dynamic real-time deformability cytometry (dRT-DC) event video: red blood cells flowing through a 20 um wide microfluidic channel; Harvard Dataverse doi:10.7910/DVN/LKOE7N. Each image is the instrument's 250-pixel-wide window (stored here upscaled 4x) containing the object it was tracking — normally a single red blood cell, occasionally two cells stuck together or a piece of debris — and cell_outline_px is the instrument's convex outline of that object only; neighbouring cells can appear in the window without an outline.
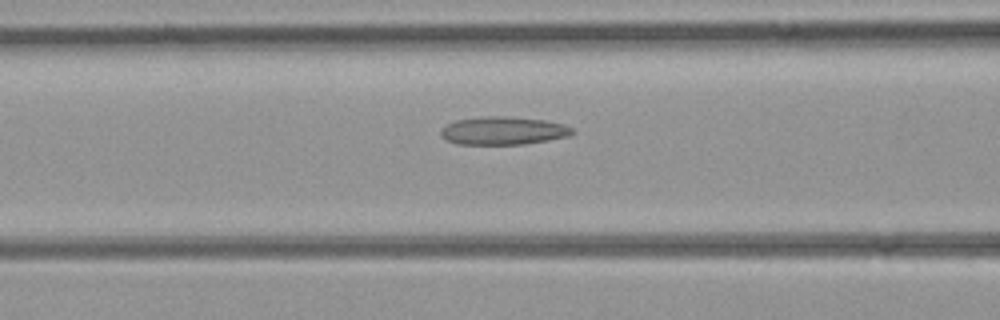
{"species": "common noctule bat (a hibernating species)", "species_latin": "Nyctalus noctula", "temperature_condition": "room temperature", "stored_images_in_passage": 35, "camera_frame_rate_fps": 3000, "um_per_image_px": 0.085, "animal": {"sex": "female", "body_mass_g": 21.9}, "frame": {"image": 1, "passage_image": 17, "time_ms": 5.333, "image_size_px": [1000, 320], "cell_outline_px": [[576, 132], [568, 136], [548, 140], [524, 144], [456, 144], [444, 140], [440, 136], [440, 128], [456, 120], [488, 116], [504, 116], [544, 120], [564, 124], [572, 128]], "centroid_in_image_um": [42.74, 11.11], "position_along_channel_um": 123.9, "area_um2": 21.56}}
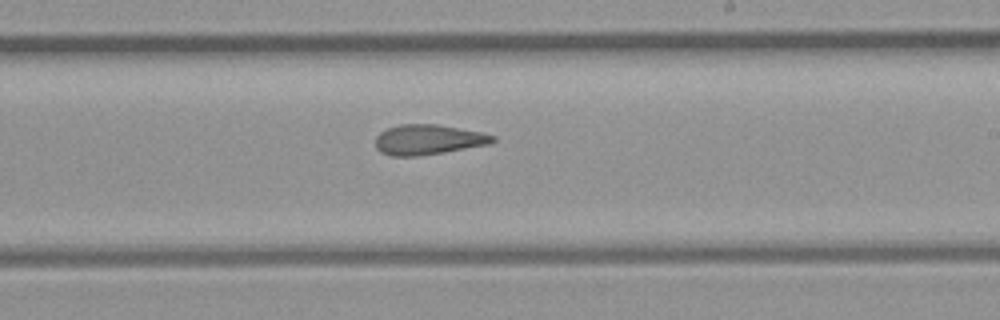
{"frame": {"image": 2, "passage_image": 25, "time_ms": 8.0, "image_size_px": [1000, 320], "cell_outline_px": [[496, 140], [488, 144], [444, 152], [416, 156], [392, 156], [380, 152], [376, 148], [376, 136], [380, 132], [388, 128], [400, 124], [436, 124], [480, 132], [496, 136]], "centroid_in_image_um": [36.36, 11.87], "position_along_channel_um": 252.6, "area_um2": 20.4}}
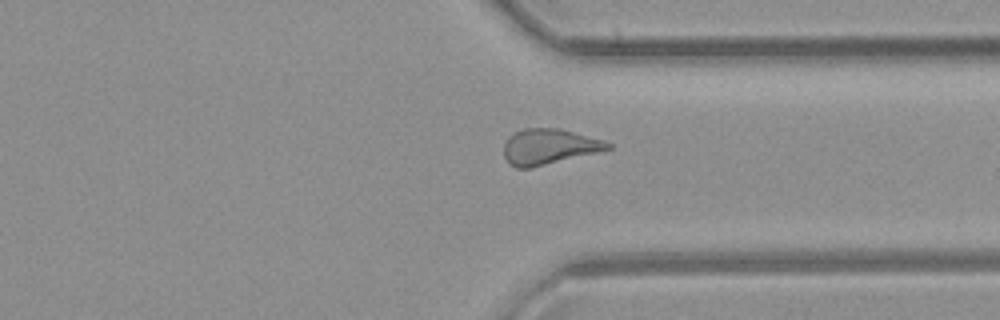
{"frame": {"image": 3, "passage_image": 32, "time_ms": 10.333, "image_size_px": [1000, 320], "cell_outline_px": [[612, 148], [600, 152], [532, 168], [516, 168], [508, 164], [504, 156], [504, 144], [508, 136], [524, 128], [560, 128], [604, 140], [612, 144]], "centroid_in_image_um": [46.67, 12.48], "position_along_channel_um": 364.7, "area_um2": 21.85}}